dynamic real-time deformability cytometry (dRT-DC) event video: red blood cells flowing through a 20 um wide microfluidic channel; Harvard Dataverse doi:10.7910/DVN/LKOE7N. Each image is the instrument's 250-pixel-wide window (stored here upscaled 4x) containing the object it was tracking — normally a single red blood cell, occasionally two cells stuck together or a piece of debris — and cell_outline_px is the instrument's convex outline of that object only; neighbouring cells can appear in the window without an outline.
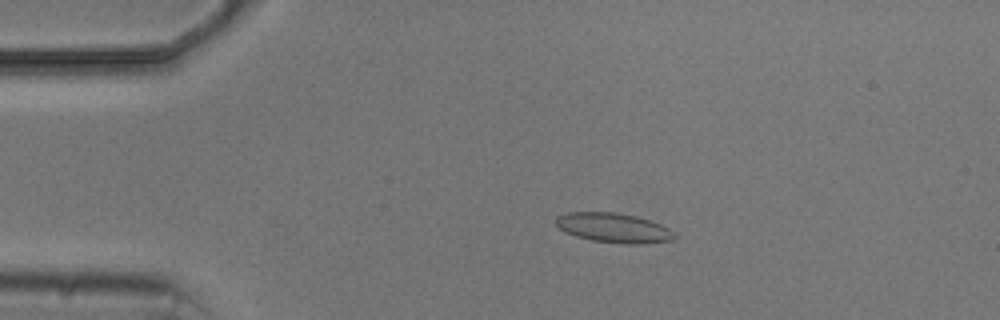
{"species": "common noctule bat (a hibernating species)", "species_latin": "Nyctalus noctula", "temperature_condition": "cold", "stored_images_in_passage": 6, "camera_frame_rate_fps": 3000, "um_per_image_px": 0.085, "animal": {"sex": "male", "body_mass_g": 20.5, "forearm_length_mm": 52.5}, "frame": {"image": 1, "passage_image": 4, "time_ms": 3.333, "image_size_px": [1000, 320], "cell_outline_px": [[676, 236], [672, 240], [644, 244], [624, 244], [592, 240], [576, 236], [564, 232], [556, 224], [556, 216], [568, 212], [616, 212], [636, 216], [660, 224], [676, 232]], "centroid_in_image_um": [52.17, 19.37], "position_along_channel_um": 32.8, "area_um2": 20.52}}
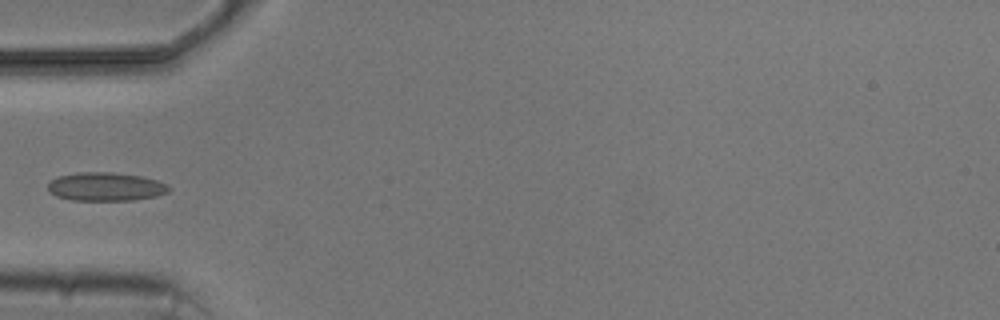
{"frame": {"image": 2, "passage_image": 6, "time_ms": 5.667, "image_size_px": [1000, 320], "cell_outline_px": [[172, 188], [168, 192], [156, 196], [132, 200], [72, 200], [56, 196], [48, 192], [48, 184], [56, 176], [80, 172], [112, 172], [140, 176], [156, 180], [168, 184]], "centroid_in_image_um": [8.98, 15.86], "position_along_channel_um": 76.0, "area_um2": 20.17}}